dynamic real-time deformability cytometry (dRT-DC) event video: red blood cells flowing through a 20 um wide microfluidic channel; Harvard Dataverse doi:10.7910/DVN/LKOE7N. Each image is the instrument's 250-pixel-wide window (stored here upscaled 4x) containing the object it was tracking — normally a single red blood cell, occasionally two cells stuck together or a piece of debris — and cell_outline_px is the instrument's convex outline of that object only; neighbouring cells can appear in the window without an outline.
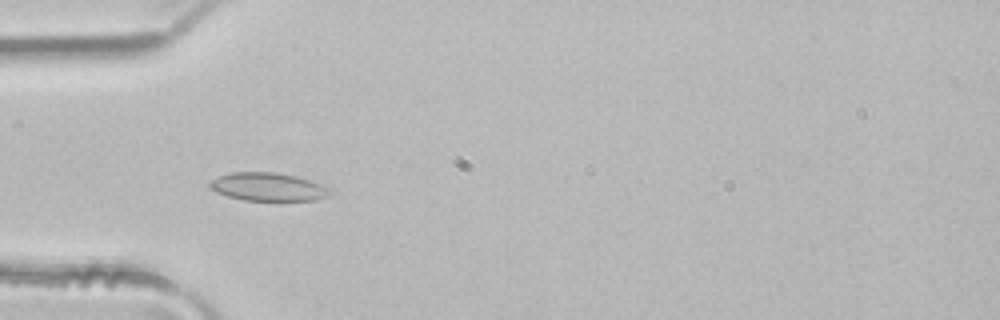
{"species": "common noctule bat (a hibernating species)", "species_latin": "Nyctalus noctula", "temperature_condition": "room temperature", "stored_images_in_passage": 3, "camera_frame_rate_fps": 3000, "um_per_image_px": 0.085, "animal": {"sex": "male", "body_mass_g": 21.5, "forearm_length_mm": 52.0}, "frame": {"image": 1, "passage_image": 3, "time_ms": 0.667, "image_size_px": [1000, 320], "cell_outline_px": [[332, 192], [328, 196], [316, 200], [244, 200], [228, 196], [216, 192], [208, 184], [212, 180], [220, 176], [232, 172], [272, 172], [296, 176], [320, 184]], "centroid_in_image_um": [22.77, 15.88], "position_along_channel_um": 62.2, "area_um2": 19.36}}